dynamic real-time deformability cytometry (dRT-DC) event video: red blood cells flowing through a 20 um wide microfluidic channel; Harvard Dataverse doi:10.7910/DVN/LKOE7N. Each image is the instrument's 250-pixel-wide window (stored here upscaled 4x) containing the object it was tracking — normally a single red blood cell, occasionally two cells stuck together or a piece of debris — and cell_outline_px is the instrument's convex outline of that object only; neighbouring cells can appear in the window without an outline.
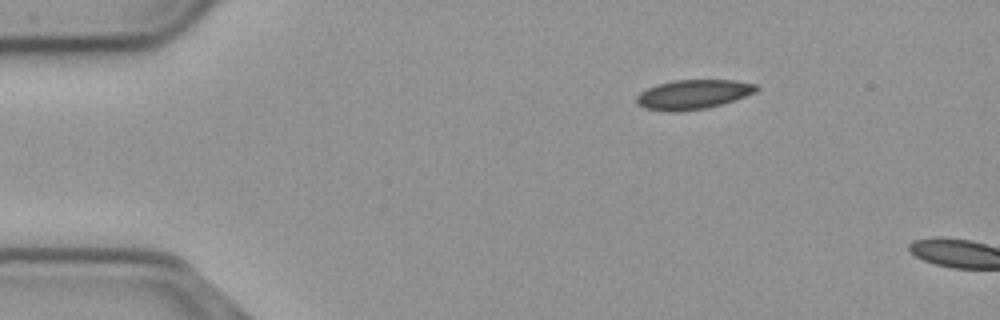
{"species": "common noctule bat (a hibernating species)", "species_latin": "Nyctalus noctula", "temperature_condition": "cold", "stored_images_in_passage": 4, "camera_frame_rate_fps": 3000, "um_per_image_px": 0.085, "animal": {"sex": "male", "body_mass_g": 23.1, "forearm_length_mm": 52.7}, "frame": {"image": 1, "passage_image": 1, "time_ms": 0.0, "image_size_px": [1000, 320], "cell_outline_px": [[760, 88], [756, 92], [708, 108], [672, 112], [664, 112], [644, 108], [636, 104], [636, 96], [640, 92], [656, 84], [672, 80], [736, 80], [756, 84]], "centroid_in_image_um": [58.87, 8.02], "position_along_channel_um": 26.1, "area_um2": 20.69}}